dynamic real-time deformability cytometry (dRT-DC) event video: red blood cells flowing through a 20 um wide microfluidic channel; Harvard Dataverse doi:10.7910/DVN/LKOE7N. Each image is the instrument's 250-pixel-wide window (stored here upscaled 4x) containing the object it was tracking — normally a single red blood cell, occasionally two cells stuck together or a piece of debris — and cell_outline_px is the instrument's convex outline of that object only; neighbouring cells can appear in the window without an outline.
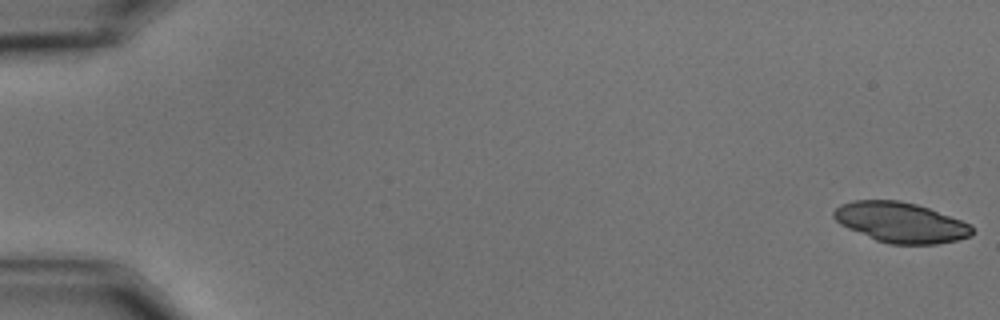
{"species": "common noctule bat (a hibernating species)", "species_latin": "Nyctalus noctula", "temperature_condition": "cold", "stored_images_in_passage": 22, "camera_frame_rate_fps": 3000, "um_per_image_px": 0.085, "animal": {"sex": "male", "body_mass_g": 15.6}, "frame": {"image": 1, "passage_image": 1, "time_ms": 0.0, "image_size_px": [1000, 320], "cell_outline_px": [[972, 232], [968, 236], [956, 240], [936, 244], [888, 244], [876, 240], [848, 228], [840, 224], [832, 216], [832, 212], [840, 204], [852, 200], [900, 200], [916, 204], [928, 208], [972, 224]], "centroid_in_image_um": [76.52, 18.9], "position_along_channel_um": 8.5, "area_um2": 32.31}}